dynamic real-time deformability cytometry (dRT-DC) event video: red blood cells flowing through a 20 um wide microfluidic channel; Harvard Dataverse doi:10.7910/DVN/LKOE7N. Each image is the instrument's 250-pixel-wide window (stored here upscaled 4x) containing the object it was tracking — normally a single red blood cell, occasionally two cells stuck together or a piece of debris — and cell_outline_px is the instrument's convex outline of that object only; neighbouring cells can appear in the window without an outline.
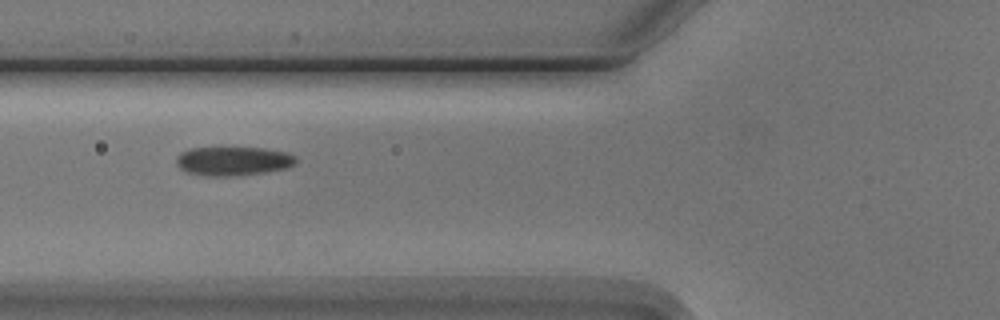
{"species": "Egyptian fruit bat (a non-hibernating species)", "species_latin": "Rousettus aegyptiacus", "temperature_condition": "cold", "stored_images_in_passage": 7, "camera_frame_rate_fps": 3000, "um_per_image_px": 0.085, "animal": {"sex": "male"}, "frame": {"image": 1, "passage_image": 3, "time_ms": 3.333, "image_size_px": [1000, 320], "cell_outline_px": [[296, 160], [288, 168], [264, 172], [228, 176], [208, 176], [188, 172], [180, 168], [176, 164], [176, 156], [180, 152], [192, 148], [264, 148], [288, 152], [296, 156]], "centroid_in_image_um": [19.81, 13.68], "position_along_channel_um": 106.0, "area_um2": 20.06}}
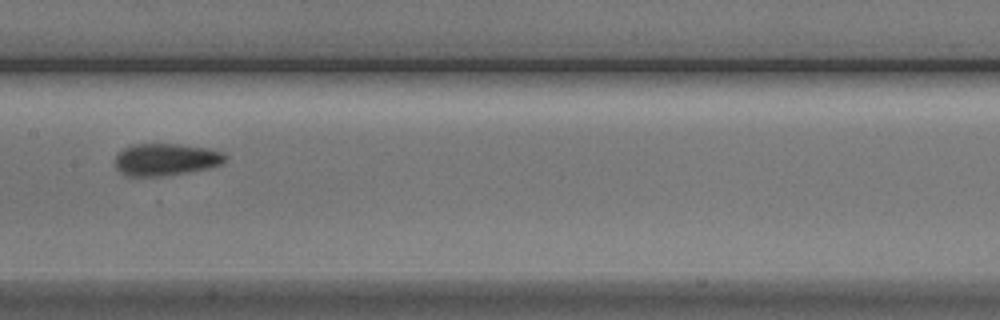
{"frame": {"image": 2, "passage_image": 5, "time_ms": 5.667, "image_size_px": [1000, 320], "cell_outline_px": [[228, 156], [220, 164], [208, 168], [188, 172], [160, 176], [128, 176], [120, 172], [116, 168], [116, 156], [124, 148], [132, 144], [176, 144], [208, 148], [224, 152]], "centroid_in_image_um": [14.1, 13.55], "position_along_channel_um": 193.3, "area_um2": 20.52}}
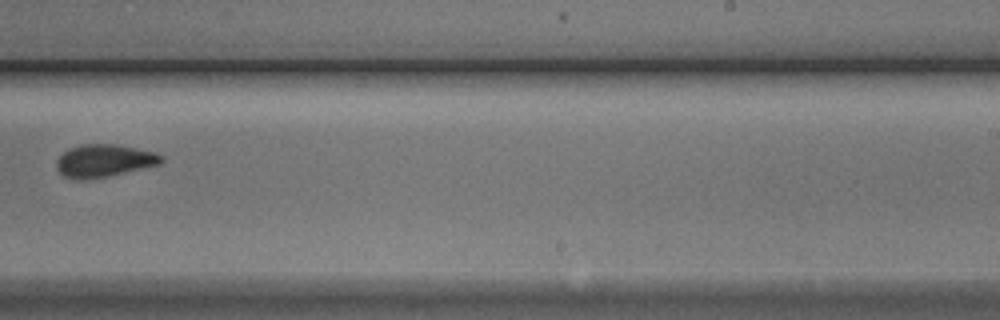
{"frame": {"image": 3, "passage_image": 7, "time_ms": 8.0, "image_size_px": [1000, 320], "cell_outline_px": [[164, 160], [160, 164], [108, 176], [84, 180], [80, 180], [64, 176], [56, 168], [56, 160], [68, 148], [80, 144], [116, 144], [156, 152], [164, 156]], "centroid_in_image_um": [8.85, 13.65], "position_along_channel_um": 280.2, "area_um2": 20.0}}